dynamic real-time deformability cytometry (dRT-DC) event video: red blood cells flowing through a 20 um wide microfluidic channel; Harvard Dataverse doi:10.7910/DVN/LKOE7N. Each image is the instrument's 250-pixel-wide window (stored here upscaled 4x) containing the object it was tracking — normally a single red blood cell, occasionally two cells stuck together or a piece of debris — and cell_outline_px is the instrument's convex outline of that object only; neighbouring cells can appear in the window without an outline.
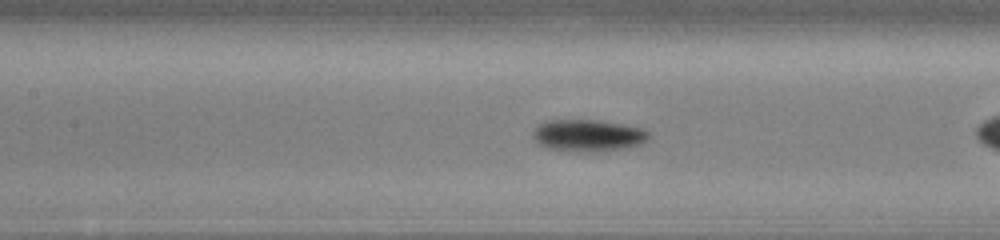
{"species": "common noctule bat (a hibernating species)", "species_latin": "Nyctalus noctula", "temperature_condition": "cold", "stored_images_in_passage": 30, "camera_frame_rate_fps": 3000, "um_per_image_px": 0.085, "animal": {"sex": "male", "body_mass_g": 13.0, "forearm_length_mm": 53.1}, "frame": {"image": 1, "passage_image": 10, "time_ms": 3.0, "image_size_px": [1000, 240], "cell_outline_px": [[652, 136], [648, 140], [640, 144], [624, 148], [592, 152], [584, 152], [548, 148], [540, 144], [532, 136], [532, 132], [540, 124], [548, 120], [596, 120], [624, 124], [640, 128], [648, 132]], "centroid_in_image_um": [50.01, 11.51], "position_along_channel_um": 157.4, "area_um2": 21.39}}
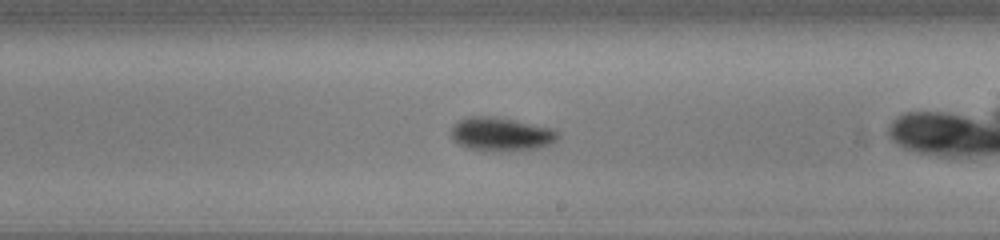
{"frame": {"image": 2, "passage_image": 17, "time_ms": 5.333, "image_size_px": [1000, 240], "cell_outline_px": [[560, 136], [556, 140], [540, 148], [496, 152], [488, 152], [468, 148], [452, 140], [452, 124], [468, 116], [488, 116], [512, 120], [552, 128], [560, 132]], "centroid_in_image_um": [42.58, 11.42], "position_along_channel_um": 246.4, "area_um2": 20.98}}
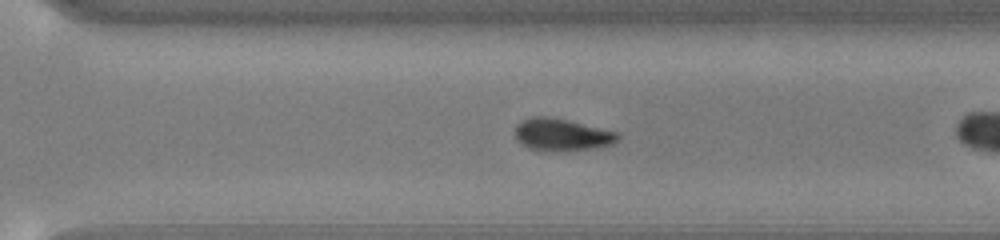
{"frame": {"image": 3, "passage_image": 23, "time_ms": 7.333, "image_size_px": [1000, 240], "cell_outline_px": [[620, 136], [612, 144], [600, 148], [552, 152], [544, 152], [528, 148], [520, 144], [516, 140], [516, 124], [520, 120], [532, 116], [544, 116], [568, 120], [620, 132]], "centroid_in_image_um": [47.74, 11.47], "position_along_channel_um": 322.9, "area_um2": 19.83}, "authors_computed_cell_mechanics": {"area_um2": 20.9525, "velocity_mm_per_s": 3.8242, "shape_relaxation_time_tau1_ms": 1.8712, "shape_relaxation_time_tau2_ms": null, "deformation_change_tau1": 0.0703, "deformation_change_tau2": null}}